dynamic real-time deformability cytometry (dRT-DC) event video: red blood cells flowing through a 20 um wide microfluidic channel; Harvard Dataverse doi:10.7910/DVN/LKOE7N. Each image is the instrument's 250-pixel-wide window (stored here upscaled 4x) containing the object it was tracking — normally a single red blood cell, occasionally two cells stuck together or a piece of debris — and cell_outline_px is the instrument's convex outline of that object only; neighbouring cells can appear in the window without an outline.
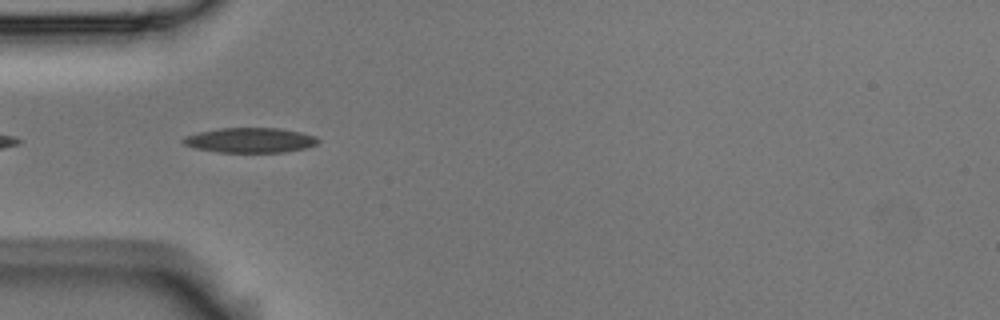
{"species": "Egyptian fruit bat (a non-hibernating species)", "species_latin": "Rousettus aegyptiacus", "temperature_condition": "room temperature", "stored_images_in_passage": 6, "camera_frame_rate_fps": 3000, "um_per_image_px": 0.085, "animal": {"sex": "male"}, "frame": {"image": 1, "passage_image": 5, "time_ms": 1.333, "image_size_px": [1000, 320], "cell_outline_px": [[320, 140], [316, 144], [304, 148], [284, 152], [216, 152], [196, 148], [184, 144], [180, 140], [184, 136], [200, 132], [220, 128], [280, 128], [300, 132], [316, 136]], "centroid_in_image_um": [21.25, 11.91], "position_along_channel_um": 63.8, "area_um2": 19.54}}
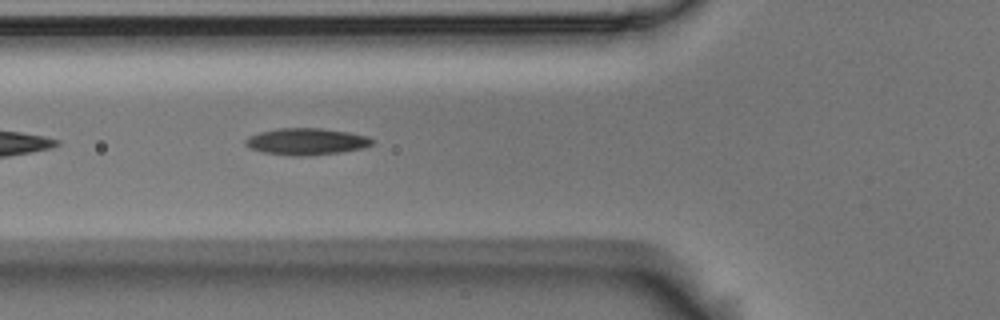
{"frame": {"image": 2, "passage_image": 6, "time_ms": 1.667, "image_size_px": [1000, 320], "cell_outline_px": [[372, 144], [364, 148], [340, 152], [308, 156], [292, 156], [264, 152], [248, 148], [244, 144], [244, 140], [248, 136], [260, 132], [276, 128], [320, 128], [348, 132], [368, 136], [372, 140]], "centroid_in_image_um": [26.0, 12.03], "position_along_channel_um": 99.8, "area_um2": 19.83}}